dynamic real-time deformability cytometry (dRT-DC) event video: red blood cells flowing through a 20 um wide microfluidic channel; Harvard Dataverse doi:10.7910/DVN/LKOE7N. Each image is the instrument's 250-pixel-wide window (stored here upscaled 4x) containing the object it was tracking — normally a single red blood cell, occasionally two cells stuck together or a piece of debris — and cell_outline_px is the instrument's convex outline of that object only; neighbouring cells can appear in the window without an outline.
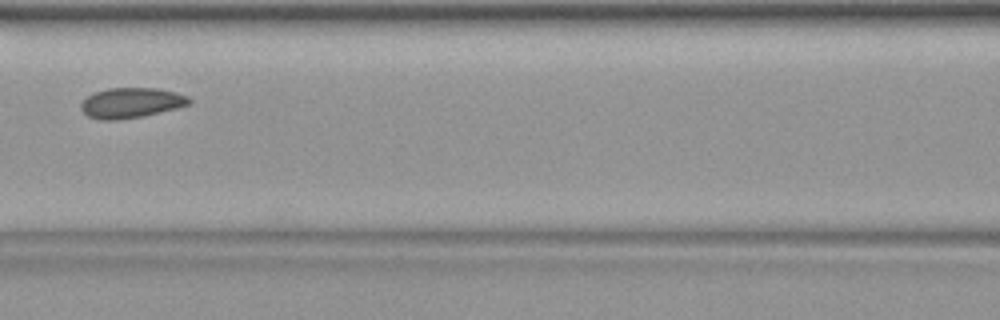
{"species": "common noctule bat (a hibernating species)", "species_latin": "Nyctalus noctula", "temperature_condition": "warm", "stored_images_in_passage": 33, "camera_frame_rate_fps": 3000, "um_per_image_px": 0.085, "animal": {"sex": "female", "body_mass_g": 19.9}, "frame": {"image": 1, "passage_image": 10, "time_ms": 3.0, "image_size_px": [1000, 320], "cell_outline_px": [[192, 104], [176, 108], [140, 116], [116, 120], [100, 120], [88, 116], [80, 108], [80, 104], [88, 96], [96, 92], [108, 88], [156, 88], [176, 92], [188, 96], [192, 100]], "centroid_in_image_um": [11.16, 8.73], "position_along_channel_um": 155.4, "area_um2": 18.9}}